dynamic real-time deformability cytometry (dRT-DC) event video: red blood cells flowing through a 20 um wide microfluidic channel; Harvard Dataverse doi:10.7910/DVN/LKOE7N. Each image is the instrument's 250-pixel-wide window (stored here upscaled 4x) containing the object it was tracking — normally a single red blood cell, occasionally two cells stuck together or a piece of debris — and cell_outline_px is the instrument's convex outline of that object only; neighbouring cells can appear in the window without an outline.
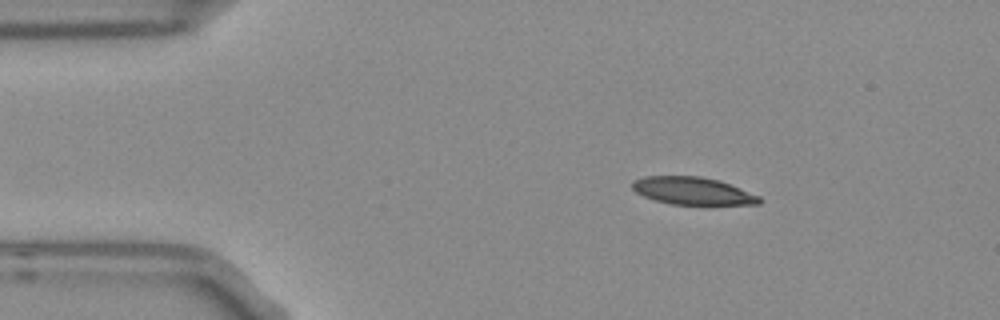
{"species": "Egyptian fruit bat (a non-hibernating species)", "species_latin": "Rousettus aegyptiacus", "temperature_condition": "room temperature", "stored_images_in_passage": 52, "camera_frame_rate_fps": 3000, "um_per_image_px": 0.085, "frame": {"image": 1, "passage_image": 7, "time_ms": 2.0, "image_size_px": [1000, 320], "cell_outline_px": [[764, 200], [760, 204], [672, 204], [656, 200], [644, 196], [636, 192], [632, 188], [632, 180], [644, 176], [700, 176], [720, 180], [760, 196]], "centroid_in_image_um": [58.89, 16.21], "position_along_channel_um": 26.1, "area_um2": 20.35}}
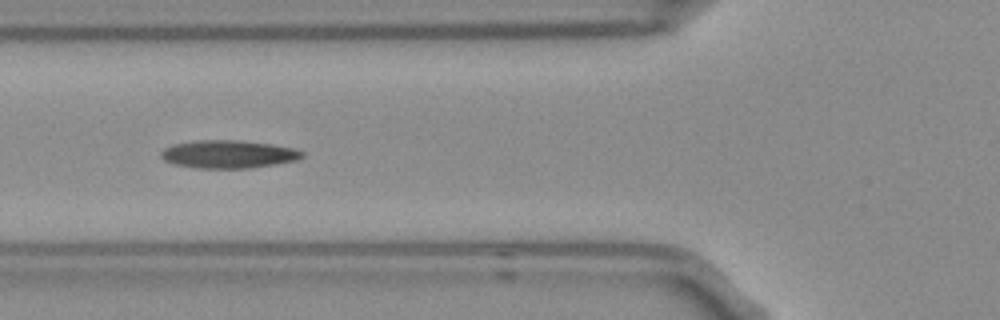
{"frame": {"image": 2, "passage_image": 18, "time_ms": 5.667, "image_size_px": [1000, 320], "cell_outline_px": [[304, 156], [296, 160], [252, 168], [196, 168], [176, 164], [164, 160], [160, 156], [160, 152], [164, 148], [172, 144], [196, 140], [236, 140], [272, 144], [292, 148], [304, 152]], "centroid_in_image_um": [19.38, 13.1], "position_along_channel_um": 106.4, "area_um2": 22.95}}
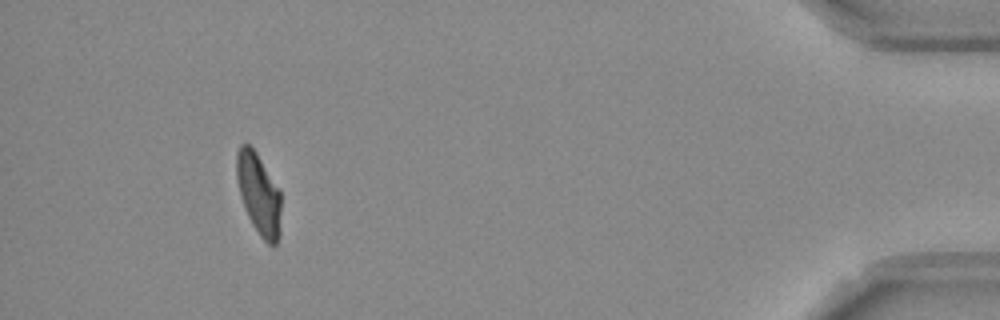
{"frame": {"image": 3, "passage_image": 48, "time_ms": 15.667, "image_size_px": [1000, 320], "cell_outline_px": [[280, 236], [276, 244], [268, 244], [260, 236], [252, 224], [248, 216], [240, 196], [236, 176], [236, 152], [240, 144], [248, 144], [256, 152], [280, 192]], "centroid_in_image_um": [21.97, 16.49], "position_along_channel_um": 413.2, "area_um2": 20.87}, "authors_computed_cell_mechanics": {"area_um2": 21.675, "velocity_mm_per_s": 3.7583, "shape_relaxation_time_tau1_ms": null, "shape_relaxation_time_tau2_ms": 3.5347, "deformation_change_tau1": null, "deformation_change_tau2": 0.1066}}